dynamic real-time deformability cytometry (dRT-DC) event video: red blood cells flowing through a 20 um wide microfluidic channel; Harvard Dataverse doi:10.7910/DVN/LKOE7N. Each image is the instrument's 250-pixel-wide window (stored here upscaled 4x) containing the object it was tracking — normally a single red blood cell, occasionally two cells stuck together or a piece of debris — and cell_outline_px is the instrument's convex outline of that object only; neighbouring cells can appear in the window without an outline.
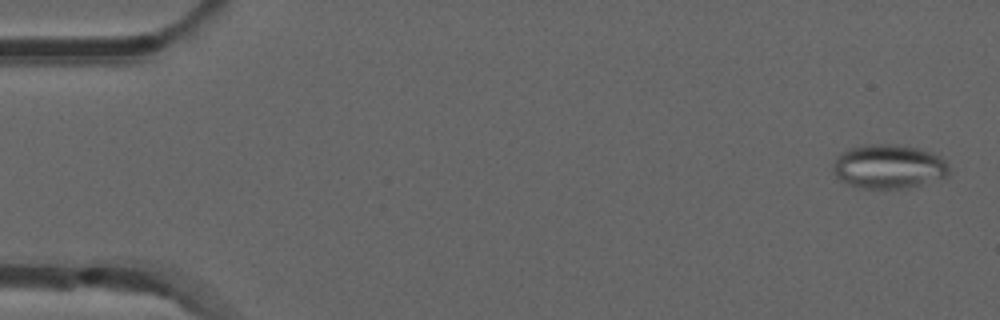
{"species": "common noctule bat (a hibernating species)", "species_latin": "Nyctalus noctula", "temperature_condition": "room temperature", "stored_images_in_passage": 53, "camera_frame_rate_fps": 3000, "um_per_image_px": 0.085, "animal": {"sex": "male", "forearm_length_mm": 52.5}, "frame": {"image": 1, "passage_image": 2, "time_ms": 0.333, "image_size_px": [1000, 320], "cell_outline_px": [[948, 176], [908, 188], [860, 188], [848, 184], [840, 180], [836, 176], [832, 168], [836, 156], [840, 152], [864, 144], [892, 144], [916, 148], [932, 152], [940, 156], [948, 164]], "centroid_in_image_um": [75.51, 14.15], "position_along_channel_um": 9.5, "area_um2": 29.82}}
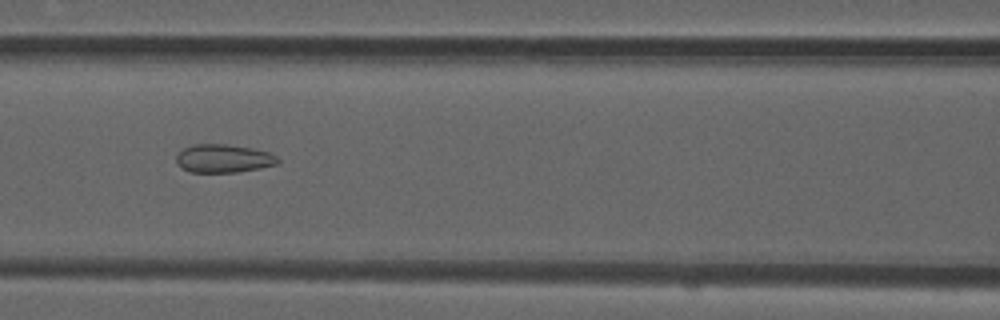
{"frame": {"image": 2, "passage_image": 23, "time_ms": 7.333, "image_size_px": [1000, 320], "cell_outline_px": [[280, 160], [276, 164], [260, 168], [236, 172], [188, 172], [180, 168], [176, 164], [176, 156], [184, 148], [192, 144], [224, 144], [252, 148], [268, 152], [276, 156]], "centroid_in_image_um": [18.95, 13.47], "position_along_channel_um": 147.6, "area_um2": 16.76}}
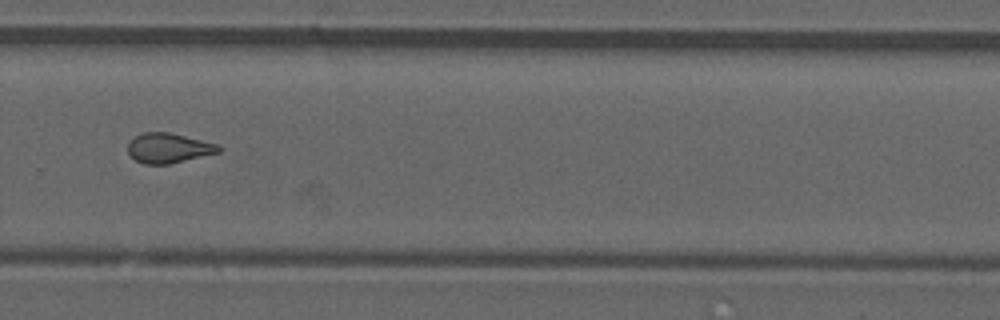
{"frame": {"image": 3, "passage_image": 36, "time_ms": 11.667, "image_size_px": [1000, 320], "cell_outline_px": [[224, 148], [220, 152], [168, 164], [144, 164], [136, 160], [128, 152], [128, 144], [136, 136], [144, 132], [168, 132], [220, 144]], "centroid_in_image_um": [14.38, 12.58], "position_along_channel_um": 315.4, "area_um2": 15.72}, "authors_computed_cell_mechanics": {"area_um2": 16.762, "velocity_mm_per_s": 3.8854, "shape_relaxation_time_tau1_ms": null, "shape_relaxation_time_tau2_ms": 1.249, "deformation_change_tau1": null, "deformation_change_tau2": 0.0835}}